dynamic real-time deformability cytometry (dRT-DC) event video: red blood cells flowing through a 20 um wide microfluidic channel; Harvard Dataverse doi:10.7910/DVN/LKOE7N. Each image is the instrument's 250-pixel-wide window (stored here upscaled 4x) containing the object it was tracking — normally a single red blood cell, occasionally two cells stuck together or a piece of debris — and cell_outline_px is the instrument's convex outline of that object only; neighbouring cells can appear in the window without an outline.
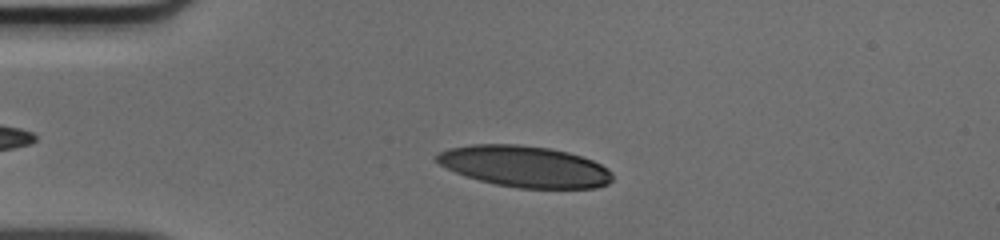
{"species": "human", "species_latin": "Homo sapiens", "temperature_condition": "cold", "stored_images_in_passage": 39, "camera_frame_rate_fps": 3000, "um_per_image_px": 0.085, "donor": {"sex": "male"}, "frame": {"image": 1, "passage_image": 8, "time_ms": 2.333, "image_size_px": [1000, 240], "cell_outline_px": [[612, 180], [608, 184], [596, 188], [520, 188], [496, 184], [480, 180], [456, 172], [440, 164], [436, 160], [436, 156], [440, 152], [448, 148], [472, 144], [516, 144], [552, 148], [568, 152], [592, 160], [608, 168], [612, 172]], "centroid_in_image_um": [44.63, 14.14], "position_along_channel_um": 40.4, "area_um2": 42.08}}
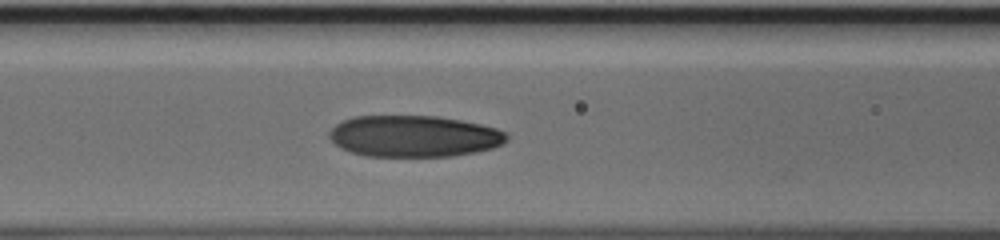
{"frame": {"image": 2, "passage_image": 17, "time_ms": 5.333, "image_size_px": [1000, 240], "cell_outline_px": [[508, 140], [492, 148], [476, 152], [452, 156], [364, 156], [340, 148], [328, 136], [328, 132], [336, 124], [352, 116], [436, 116], [460, 120], [480, 124], [496, 128], [504, 132], [508, 136]], "centroid_in_image_um": [35.17, 11.57], "position_along_channel_um": 131.4, "area_um2": 42.83}}
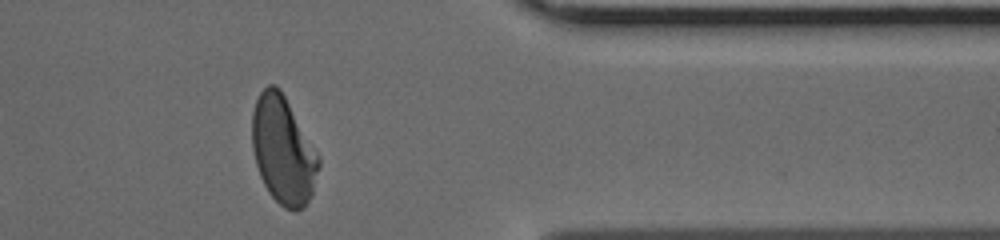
{"frame": {"image": 3, "passage_image": 37, "time_ms": 12.0, "image_size_px": [1000, 240], "cell_outline_px": [[320, 168], [312, 192], [304, 208], [296, 212], [284, 208], [268, 192], [260, 176], [256, 164], [252, 148], [252, 112], [256, 100], [260, 92], [268, 84], [276, 84], [280, 88], [320, 156]], "centroid_in_image_um": [24.07, 12.77], "position_along_channel_um": 387.3, "area_um2": 41.96}}